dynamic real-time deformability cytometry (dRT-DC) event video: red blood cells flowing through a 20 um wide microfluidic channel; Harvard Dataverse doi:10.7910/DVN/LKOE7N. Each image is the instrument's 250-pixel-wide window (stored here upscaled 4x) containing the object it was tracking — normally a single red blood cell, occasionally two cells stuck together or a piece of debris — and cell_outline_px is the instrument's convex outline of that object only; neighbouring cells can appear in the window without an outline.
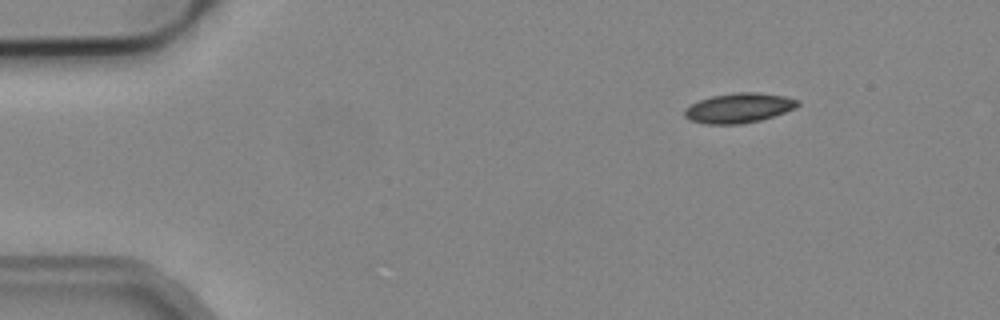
{"species": "common noctule bat (a hibernating species)", "species_latin": "Nyctalus noctula", "temperature_condition": "cold", "stored_images_in_passage": 2, "camera_frame_rate_fps": 3000, "um_per_image_px": 0.085, "animal": {"sex": "male", "body_mass_g": 19.2, "forearm_length_mm": 51.8}, "frame": {"image": 1, "passage_image": 1, "time_ms": 0.0, "image_size_px": [1000, 320], "cell_outline_px": [[800, 104], [796, 108], [760, 120], [740, 124], [704, 124], [688, 120], [684, 116], [684, 108], [700, 100], [712, 96], [732, 92], [756, 92], [784, 96], [800, 100]], "centroid_in_image_um": [62.78, 9.18], "position_along_channel_um": 22.2, "area_um2": 19.71}}